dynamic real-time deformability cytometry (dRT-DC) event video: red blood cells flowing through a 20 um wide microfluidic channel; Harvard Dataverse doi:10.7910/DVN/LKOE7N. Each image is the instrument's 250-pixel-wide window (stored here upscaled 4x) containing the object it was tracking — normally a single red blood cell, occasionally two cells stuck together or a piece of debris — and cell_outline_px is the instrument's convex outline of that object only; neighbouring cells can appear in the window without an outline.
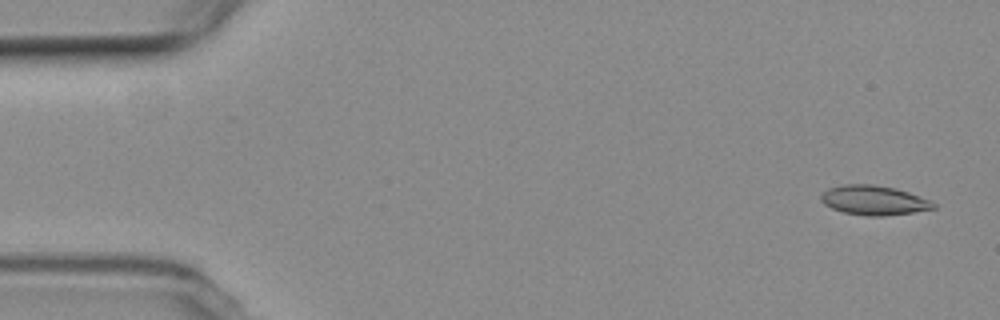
{"species": "common noctule bat (a hibernating species)", "species_latin": "Nyctalus noctula", "temperature_condition": "room temperature", "stored_images_in_passage": 5, "camera_frame_rate_fps": 3000, "um_per_image_px": 0.085, "animal": {"sex": "female", "body_mass_g": 19.3, "forearm_length_mm": 54.1}, "frame": {"image": 1, "passage_image": 1, "time_ms": 0.0, "image_size_px": [1000, 320], "cell_outline_px": [[936, 208], [912, 212], [884, 216], [868, 216], [844, 212], [832, 208], [824, 204], [820, 200], [820, 196], [828, 188], [844, 184], [872, 184], [896, 188], [908, 192], [928, 200], [936, 204]], "centroid_in_image_um": [74.25, 17.02], "position_along_channel_um": 10.7, "area_um2": 19.19}}
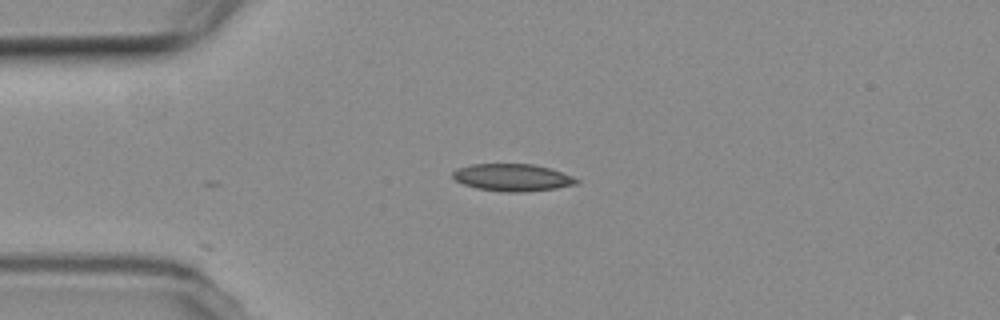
{"frame": {"image": 2, "passage_image": 4, "time_ms": 3.667, "image_size_px": [1000, 320], "cell_outline_px": [[580, 180], [576, 184], [556, 188], [528, 192], [504, 192], [476, 188], [464, 184], [456, 180], [452, 176], [452, 172], [456, 168], [472, 164], [532, 164], [548, 168], [572, 176]], "centroid_in_image_um": [43.53, 15.09], "position_along_channel_um": 41.5, "area_um2": 19.59}}